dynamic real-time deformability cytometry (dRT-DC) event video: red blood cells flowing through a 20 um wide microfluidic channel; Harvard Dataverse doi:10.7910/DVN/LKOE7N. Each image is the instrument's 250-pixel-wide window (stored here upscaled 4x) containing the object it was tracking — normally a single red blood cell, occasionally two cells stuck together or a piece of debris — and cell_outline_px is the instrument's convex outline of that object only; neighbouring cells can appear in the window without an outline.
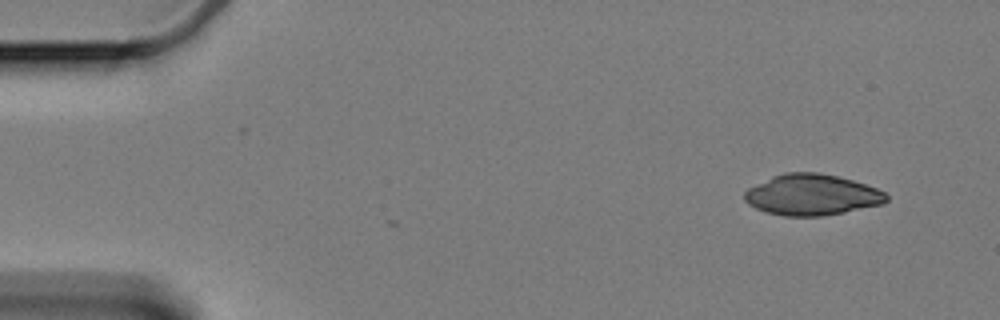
{"species": "Egyptian fruit bat (a non-hibernating species)", "species_latin": "Rousettus aegyptiacus", "temperature_condition": "cold", "stored_images_in_passage": 3, "camera_frame_rate_fps": 3000, "um_per_image_px": 0.085, "animal": {"sex": "female"}, "frame": {"image": 1, "passage_image": 1, "time_ms": 0.0, "image_size_px": [1000, 320], "cell_outline_px": [[888, 200], [884, 204], [844, 212], [820, 216], [784, 216], [768, 212], [756, 208], [748, 204], [744, 200], [744, 192], [748, 188], [772, 176], [784, 172], [816, 172], [836, 176], [852, 180], [876, 188], [884, 192], [888, 196]], "centroid_in_image_um": [69.0, 16.56], "position_along_channel_um": 16.0, "area_um2": 33.81}}